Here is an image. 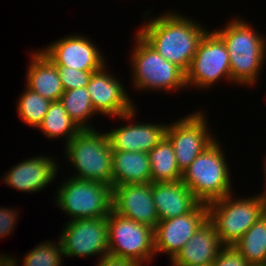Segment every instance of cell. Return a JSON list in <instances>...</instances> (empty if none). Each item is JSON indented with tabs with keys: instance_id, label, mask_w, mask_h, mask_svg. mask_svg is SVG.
<instances>
[{
	"instance_id": "cell-23",
	"label": "cell",
	"mask_w": 266,
	"mask_h": 266,
	"mask_svg": "<svg viewBox=\"0 0 266 266\" xmlns=\"http://www.w3.org/2000/svg\"><path fill=\"white\" fill-rule=\"evenodd\" d=\"M38 129L42 131L44 136L51 139L64 137V145L81 131L78 125L67 114L60 101L50 103L48 111Z\"/></svg>"
},
{
	"instance_id": "cell-20",
	"label": "cell",
	"mask_w": 266,
	"mask_h": 266,
	"mask_svg": "<svg viewBox=\"0 0 266 266\" xmlns=\"http://www.w3.org/2000/svg\"><path fill=\"white\" fill-rule=\"evenodd\" d=\"M26 78L29 89L51 102L59 101L65 91L57 66L40 49L33 52Z\"/></svg>"
},
{
	"instance_id": "cell-6",
	"label": "cell",
	"mask_w": 266,
	"mask_h": 266,
	"mask_svg": "<svg viewBox=\"0 0 266 266\" xmlns=\"http://www.w3.org/2000/svg\"><path fill=\"white\" fill-rule=\"evenodd\" d=\"M135 47L131 52V68L135 89L175 91L187 88L185 73L164 59L151 45L136 33Z\"/></svg>"
},
{
	"instance_id": "cell-12",
	"label": "cell",
	"mask_w": 266,
	"mask_h": 266,
	"mask_svg": "<svg viewBox=\"0 0 266 266\" xmlns=\"http://www.w3.org/2000/svg\"><path fill=\"white\" fill-rule=\"evenodd\" d=\"M106 67L105 65L101 70L94 72L86 86L95 112L102 116L121 118L126 122L135 119L137 109L124 85L110 74Z\"/></svg>"
},
{
	"instance_id": "cell-33",
	"label": "cell",
	"mask_w": 266,
	"mask_h": 266,
	"mask_svg": "<svg viewBox=\"0 0 266 266\" xmlns=\"http://www.w3.org/2000/svg\"><path fill=\"white\" fill-rule=\"evenodd\" d=\"M263 199H264V214L266 215V193L263 194Z\"/></svg>"
},
{
	"instance_id": "cell-1",
	"label": "cell",
	"mask_w": 266,
	"mask_h": 266,
	"mask_svg": "<svg viewBox=\"0 0 266 266\" xmlns=\"http://www.w3.org/2000/svg\"><path fill=\"white\" fill-rule=\"evenodd\" d=\"M146 22L137 33L164 59L186 73L208 29L183 14L170 11Z\"/></svg>"
},
{
	"instance_id": "cell-19",
	"label": "cell",
	"mask_w": 266,
	"mask_h": 266,
	"mask_svg": "<svg viewBox=\"0 0 266 266\" xmlns=\"http://www.w3.org/2000/svg\"><path fill=\"white\" fill-rule=\"evenodd\" d=\"M152 194L159 221L187 214L200 203L182 180L152 183Z\"/></svg>"
},
{
	"instance_id": "cell-16",
	"label": "cell",
	"mask_w": 266,
	"mask_h": 266,
	"mask_svg": "<svg viewBox=\"0 0 266 266\" xmlns=\"http://www.w3.org/2000/svg\"><path fill=\"white\" fill-rule=\"evenodd\" d=\"M57 163L51 157L36 156L27 158L11 167L2 179L15 190L35 193L49 186L57 177Z\"/></svg>"
},
{
	"instance_id": "cell-15",
	"label": "cell",
	"mask_w": 266,
	"mask_h": 266,
	"mask_svg": "<svg viewBox=\"0 0 266 266\" xmlns=\"http://www.w3.org/2000/svg\"><path fill=\"white\" fill-rule=\"evenodd\" d=\"M112 210L122 217L153 229L159 222L153 202L151 182L114 186Z\"/></svg>"
},
{
	"instance_id": "cell-31",
	"label": "cell",
	"mask_w": 266,
	"mask_h": 266,
	"mask_svg": "<svg viewBox=\"0 0 266 266\" xmlns=\"http://www.w3.org/2000/svg\"><path fill=\"white\" fill-rule=\"evenodd\" d=\"M96 266H138L136 263L118 257L106 255L101 258Z\"/></svg>"
},
{
	"instance_id": "cell-2",
	"label": "cell",
	"mask_w": 266,
	"mask_h": 266,
	"mask_svg": "<svg viewBox=\"0 0 266 266\" xmlns=\"http://www.w3.org/2000/svg\"><path fill=\"white\" fill-rule=\"evenodd\" d=\"M215 32L224 41L230 59L231 82L253 86L266 59V38L241 18Z\"/></svg>"
},
{
	"instance_id": "cell-27",
	"label": "cell",
	"mask_w": 266,
	"mask_h": 266,
	"mask_svg": "<svg viewBox=\"0 0 266 266\" xmlns=\"http://www.w3.org/2000/svg\"><path fill=\"white\" fill-rule=\"evenodd\" d=\"M58 242V243H57ZM42 242L38 246L34 247L33 250L25 254L22 260L23 266H61L63 263V247L61 242L57 241Z\"/></svg>"
},
{
	"instance_id": "cell-30",
	"label": "cell",
	"mask_w": 266,
	"mask_h": 266,
	"mask_svg": "<svg viewBox=\"0 0 266 266\" xmlns=\"http://www.w3.org/2000/svg\"><path fill=\"white\" fill-rule=\"evenodd\" d=\"M15 208H2L0 207V239L8 237L11 232L14 231V225H16V221L18 220V213L15 212Z\"/></svg>"
},
{
	"instance_id": "cell-13",
	"label": "cell",
	"mask_w": 266,
	"mask_h": 266,
	"mask_svg": "<svg viewBox=\"0 0 266 266\" xmlns=\"http://www.w3.org/2000/svg\"><path fill=\"white\" fill-rule=\"evenodd\" d=\"M85 36L67 35L51 42L42 52L57 67H70L73 69L84 71H99L105 65V57L100 52V49ZM104 57V58H103Z\"/></svg>"
},
{
	"instance_id": "cell-25",
	"label": "cell",
	"mask_w": 266,
	"mask_h": 266,
	"mask_svg": "<svg viewBox=\"0 0 266 266\" xmlns=\"http://www.w3.org/2000/svg\"><path fill=\"white\" fill-rule=\"evenodd\" d=\"M59 101L63 104L70 118L81 130L95 129L88 122L97 113L92 106V101L86 87L64 91Z\"/></svg>"
},
{
	"instance_id": "cell-4",
	"label": "cell",
	"mask_w": 266,
	"mask_h": 266,
	"mask_svg": "<svg viewBox=\"0 0 266 266\" xmlns=\"http://www.w3.org/2000/svg\"><path fill=\"white\" fill-rule=\"evenodd\" d=\"M66 157L73 165L74 178L112 186V147L107 132L83 129L66 145Z\"/></svg>"
},
{
	"instance_id": "cell-3",
	"label": "cell",
	"mask_w": 266,
	"mask_h": 266,
	"mask_svg": "<svg viewBox=\"0 0 266 266\" xmlns=\"http://www.w3.org/2000/svg\"><path fill=\"white\" fill-rule=\"evenodd\" d=\"M217 139L182 173L181 180L200 203L209 204L232 194L231 175Z\"/></svg>"
},
{
	"instance_id": "cell-7",
	"label": "cell",
	"mask_w": 266,
	"mask_h": 266,
	"mask_svg": "<svg viewBox=\"0 0 266 266\" xmlns=\"http://www.w3.org/2000/svg\"><path fill=\"white\" fill-rule=\"evenodd\" d=\"M63 182L54 200L70 216L69 221L105 217L112 211V186L74 177Z\"/></svg>"
},
{
	"instance_id": "cell-28",
	"label": "cell",
	"mask_w": 266,
	"mask_h": 266,
	"mask_svg": "<svg viewBox=\"0 0 266 266\" xmlns=\"http://www.w3.org/2000/svg\"><path fill=\"white\" fill-rule=\"evenodd\" d=\"M60 80L65 91L76 88L86 87L92 77V74L97 71H84L73 69L70 67H57Z\"/></svg>"
},
{
	"instance_id": "cell-29",
	"label": "cell",
	"mask_w": 266,
	"mask_h": 266,
	"mask_svg": "<svg viewBox=\"0 0 266 266\" xmlns=\"http://www.w3.org/2000/svg\"><path fill=\"white\" fill-rule=\"evenodd\" d=\"M212 266H252L234 246H223Z\"/></svg>"
},
{
	"instance_id": "cell-5",
	"label": "cell",
	"mask_w": 266,
	"mask_h": 266,
	"mask_svg": "<svg viewBox=\"0 0 266 266\" xmlns=\"http://www.w3.org/2000/svg\"><path fill=\"white\" fill-rule=\"evenodd\" d=\"M208 220L224 246H233L264 214L263 194L233 198V194L207 204Z\"/></svg>"
},
{
	"instance_id": "cell-14",
	"label": "cell",
	"mask_w": 266,
	"mask_h": 266,
	"mask_svg": "<svg viewBox=\"0 0 266 266\" xmlns=\"http://www.w3.org/2000/svg\"><path fill=\"white\" fill-rule=\"evenodd\" d=\"M207 219V204L199 203L187 214L159 221L154 228L155 255L166 253L171 261Z\"/></svg>"
},
{
	"instance_id": "cell-26",
	"label": "cell",
	"mask_w": 266,
	"mask_h": 266,
	"mask_svg": "<svg viewBox=\"0 0 266 266\" xmlns=\"http://www.w3.org/2000/svg\"><path fill=\"white\" fill-rule=\"evenodd\" d=\"M17 101V111L20 119L35 129L38 128L48 111L51 101L45 99L27 86Z\"/></svg>"
},
{
	"instance_id": "cell-24",
	"label": "cell",
	"mask_w": 266,
	"mask_h": 266,
	"mask_svg": "<svg viewBox=\"0 0 266 266\" xmlns=\"http://www.w3.org/2000/svg\"><path fill=\"white\" fill-rule=\"evenodd\" d=\"M233 246L252 266L266 264V215L263 214Z\"/></svg>"
},
{
	"instance_id": "cell-10",
	"label": "cell",
	"mask_w": 266,
	"mask_h": 266,
	"mask_svg": "<svg viewBox=\"0 0 266 266\" xmlns=\"http://www.w3.org/2000/svg\"><path fill=\"white\" fill-rule=\"evenodd\" d=\"M59 241L64 257H93L108 255V216L68 221Z\"/></svg>"
},
{
	"instance_id": "cell-32",
	"label": "cell",
	"mask_w": 266,
	"mask_h": 266,
	"mask_svg": "<svg viewBox=\"0 0 266 266\" xmlns=\"http://www.w3.org/2000/svg\"><path fill=\"white\" fill-rule=\"evenodd\" d=\"M264 160L266 161V158ZM264 163H265L264 166H263L264 167V173H265L264 174V176H265L264 178H265V181H266V162H264ZM265 184H266V182H265ZM265 193H266V191H264L262 194H265Z\"/></svg>"
},
{
	"instance_id": "cell-18",
	"label": "cell",
	"mask_w": 266,
	"mask_h": 266,
	"mask_svg": "<svg viewBox=\"0 0 266 266\" xmlns=\"http://www.w3.org/2000/svg\"><path fill=\"white\" fill-rule=\"evenodd\" d=\"M214 225L207 219L171 260L172 266L211 264L223 248Z\"/></svg>"
},
{
	"instance_id": "cell-21",
	"label": "cell",
	"mask_w": 266,
	"mask_h": 266,
	"mask_svg": "<svg viewBox=\"0 0 266 266\" xmlns=\"http://www.w3.org/2000/svg\"><path fill=\"white\" fill-rule=\"evenodd\" d=\"M151 182L149 154L112 150V187Z\"/></svg>"
},
{
	"instance_id": "cell-17",
	"label": "cell",
	"mask_w": 266,
	"mask_h": 266,
	"mask_svg": "<svg viewBox=\"0 0 266 266\" xmlns=\"http://www.w3.org/2000/svg\"><path fill=\"white\" fill-rule=\"evenodd\" d=\"M167 125L129 123L107 132L112 150L149 153L165 136Z\"/></svg>"
},
{
	"instance_id": "cell-9",
	"label": "cell",
	"mask_w": 266,
	"mask_h": 266,
	"mask_svg": "<svg viewBox=\"0 0 266 266\" xmlns=\"http://www.w3.org/2000/svg\"><path fill=\"white\" fill-rule=\"evenodd\" d=\"M223 78L231 81L227 47L215 31H207L185 73L186 87L208 89Z\"/></svg>"
},
{
	"instance_id": "cell-22",
	"label": "cell",
	"mask_w": 266,
	"mask_h": 266,
	"mask_svg": "<svg viewBox=\"0 0 266 266\" xmlns=\"http://www.w3.org/2000/svg\"><path fill=\"white\" fill-rule=\"evenodd\" d=\"M151 165V183L181 180L182 172L170 140L164 138L148 153Z\"/></svg>"
},
{
	"instance_id": "cell-8",
	"label": "cell",
	"mask_w": 266,
	"mask_h": 266,
	"mask_svg": "<svg viewBox=\"0 0 266 266\" xmlns=\"http://www.w3.org/2000/svg\"><path fill=\"white\" fill-rule=\"evenodd\" d=\"M108 255L143 266L155 256L154 229L122 217L113 210L108 215Z\"/></svg>"
},
{
	"instance_id": "cell-11",
	"label": "cell",
	"mask_w": 266,
	"mask_h": 266,
	"mask_svg": "<svg viewBox=\"0 0 266 266\" xmlns=\"http://www.w3.org/2000/svg\"><path fill=\"white\" fill-rule=\"evenodd\" d=\"M207 123L203 111H196L167 124L165 136L173 146L179 170L182 173L217 139L208 130Z\"/></svg>"
}]
</instances>
